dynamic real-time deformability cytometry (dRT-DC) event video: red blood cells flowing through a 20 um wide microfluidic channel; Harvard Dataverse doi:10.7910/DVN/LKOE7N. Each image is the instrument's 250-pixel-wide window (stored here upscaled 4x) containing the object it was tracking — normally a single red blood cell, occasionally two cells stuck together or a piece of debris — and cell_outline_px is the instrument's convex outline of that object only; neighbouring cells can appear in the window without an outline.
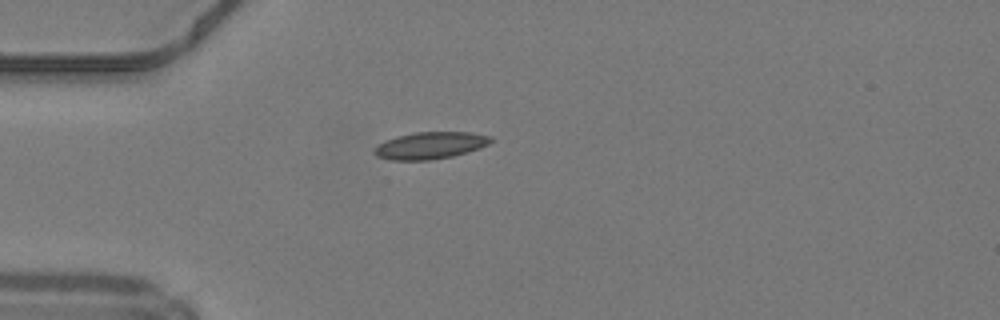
{"species": "common noctule bat (a hibernating species)", "species_latin": "Nyctalus noctula", "temperature_condition": "warm", "stored_images_in_passage": 36, "camera_frame_rate_fps": 3000, "um_per_image_px": 0.085, "animal": {"sex": "male", "body_mass_g": 19.2, "forearm_length_mm": 51.8}, "frame": {"image": 1, "passage_image": 1, "time_ms": 0.0, "image_size_px": [1000, 320], "cell_outline_px": [[492, 140], [488, 144], [480, 148], [468, 152], [452, 156], [432, 160], [388, 160], [376, 156], [372, 152], [384, 140], [396, 136], [416, 132], [472, 132], [492, 136]], "centroid_in_image_um": [36.57, 12.36], "position_along_channel_um": 48.4, "area_um2": 18.44}}
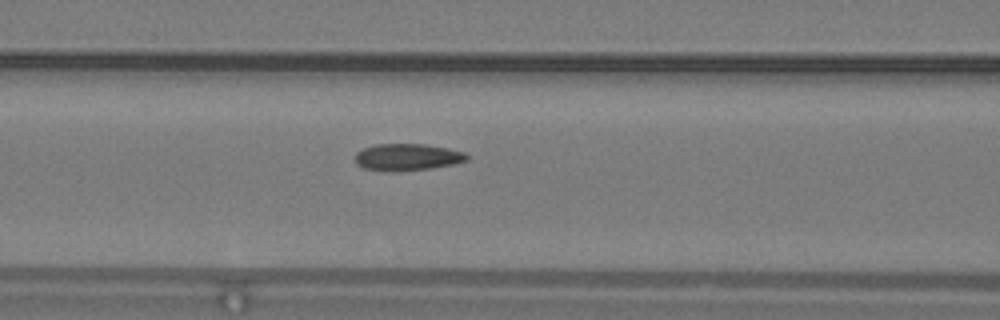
{"frame": {"image": 2, "passage_image": 8, "time_ms": 2.333, "image_size_px": [1000, 320], "cell_outline_px": [[468, 160], [452, 164], [428, 168], [388, 172], [364, 168], [356, 164], [356, 152], [364, 148], [376, 144], [424, 144], [448, 148], [464, 152], [468, 156]], "centroid_in_image_um": [34.59, 13.35], "position_along_channel_um": 132.0, "area_um2": 17.34}}
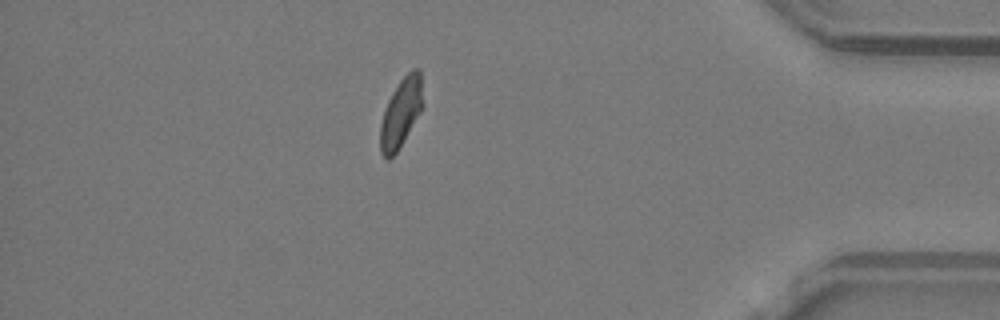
{"frame": {"image": 3, "passage_image": 30, "time_ms": 9.667, "image_size_px": [1000, 320], "cell_outline_px": [[424, 104], [420, 112], [396, 152], [388, 160], [380, 152], [380, 124], [384, 108], [392, 92], [400, 80], [412, 68], [420, 68]], "centroid_in_image_um": [34.08, 9.54], "position_along_channel_um": 401.1, "area_um2": 17.11}, "authors_computed_cell_mechanics": {"area_um2": 17.2822, "velocity_mm_per_s": 4.2326, "shape_relaxation_time_tau1_ms": null, "shape_relaxation_time_tau2_ms": 1.5639, "deformation_change_tau1": null, "deformation_change_tau2": 0.0584}}